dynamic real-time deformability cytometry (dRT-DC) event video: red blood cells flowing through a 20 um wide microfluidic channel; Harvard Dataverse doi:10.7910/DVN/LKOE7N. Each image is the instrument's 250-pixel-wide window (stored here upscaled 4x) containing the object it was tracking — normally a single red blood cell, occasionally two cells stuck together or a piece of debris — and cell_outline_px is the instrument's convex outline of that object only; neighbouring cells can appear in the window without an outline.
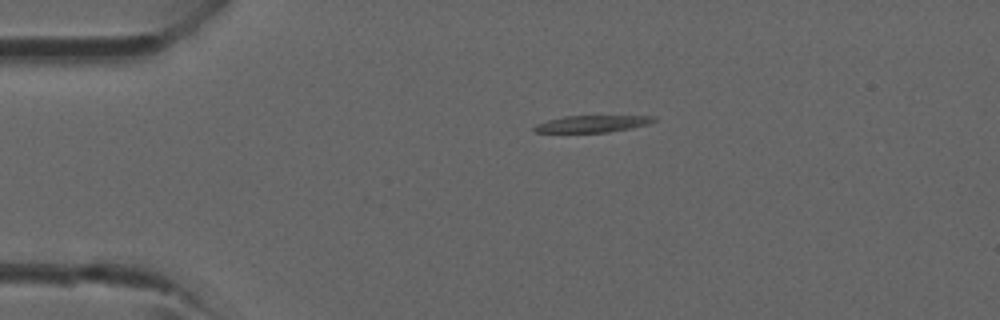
{"species": "common noctule bat (a hibernating species)", "species_latin": "Nyctalus noctula", "temperature_condition": "room temperature", "stored_images_in_passage": 1, "camera_frame_rate_fps": 3000, "um_per_image_px": 0.085, "animal": {"sex": "male", "forearm_length_mm": 52.5}, "frame": {"image": 1, "passage_image": 1, "time_ms": 0.0, "image_size_px": [1000, 320], "cell_outline_px": [[656, 120], [648, 124], [608, 132], [536, 132], [532, 128], [536, 124], [548, 120], [564, 116], [656, 116]], "centroid_in_image_um": [50.32, 10.52], "position_along_channel_um": 34.7, "area_um2": 11.5}}